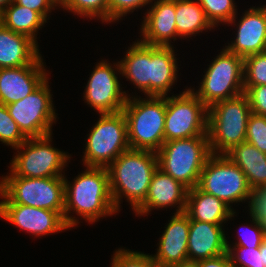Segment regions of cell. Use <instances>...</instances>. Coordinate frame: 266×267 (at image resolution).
I'll use <instances>...</instances> for the list:
<instances>
[{"label": "cell", "mask_w": 266, "mask_h": 267, "mask_svg": "<svg viewBox=\"0 0 266 267\" xmlns=\"http://www.w3.org/2000/svg\"><path fill=\"white\" fill-rule=\"evenodd\" d=\"M87 169L70 183L66 176L64 221L71 229L78 219L70 216L71 211L89 224L117 213L110 190L109 174L106 167L87 166Z\"/></svg>", "instance_id": "1"}, {"label": "cell", "mask_w": 266, "mask_h": 267, "mask_svg": "<svg viewBox=\"0 0 266 267\" xmlns=\"http://www.w3.org/2000/svg\"><path fill=\"white\" fill-rule=\"evenodd\" d=\"M158 168L156 152L129 148L108 167L114 206L120 211L122 197L135 211L147 196L152 176Z\"/></svg>", "instance_id": "2"}, {"label": "cell", "mask_w": 266, "mask_h": 267, "mask_svg": "<svg viewBox=\"0 0 266 267\" xmlns=\"http://www.w3.org/2000/svg\"><path fill=\"white\" fill-rule=\"evenodd\" d=\"M122 111L130 148L157 152L164 144L166 96L128 97Z\"/></svg>", "instance_id": "3"}, {"label": "cell", "mask_w": 266, "mask_h": 267, "mask_svg": "<svg viewBox=\"0 0 266 267\" xmlns=\"http://www.w3.org/2000/svg\"><path fill=\"white\" fill-rule=\"evenodd\" d=\"M156 153L158 168L191 189L198 185L211 150L208 136H196L164 142Z\"/></svg>", "instance_id": "4"}, {"label": "cell", "mask_w": 266, "mask_h": 267, "mask_svg": "<svg viewBox=\"0 0 266 267\" xmlns=\"http://www.w3.org/2000/svg\"><path fill=\"white\" fill-rule=\"evenodd\" d=\"M252 111L247 96L219 101L208 108V139L211 154H225L246 140Z\"/></svg>", "instance_id": "5"}, {"label": "cell", "mask_w": 266, "mask_h": 267, "mask_svg": "<svg viewBox=\"0 0 266 267\" xmlns=\"http://www.w3.org/2000/svg\"><path fill=\"white\" fill-rule=\"evenodd\" d=\"M0 204H21L53 211H64V177L28 178L2 176Z\"/></svg>", "instance_id": "6"}, {"label": "cell", "mask_w": 266, "mask_h": 267, "mask_svg": "<svg viewBox=\"0 0 266 267\" xmlns=\"http://www.w3.org/2000/svg\"><path fill=\"white\" fill-rule=\"evenodd\" d=\"M197 187L222 200L230 208L231 203L249 200V209L254 192L242 170L225 154H211L207 159Z\"/></svg>", "instance_id": "7"}, {"label": "cell", "mask_w": 266, "mask_h": 267, "mask_svg": "<svg viewBox=\"0 0 266 267\" xmlns=\"http://www.w3.org/2000/svg\"><path fill=\"white\" fill-rule=\"evenodd\" d=\"M212 61L199 89L189 88L207 108L244 93V59L224 47Z\"/></svg>", "instance_id": "8"}, {"label": "cell", "mask_w": 266, "mask_h": 267, "mask_svg": "<svg viewBox=\"0 0 266 267\" xmlns=\"http://www.w3.org/2000/svg\"><path fill=\"white\" fill-rule=\"evenodd\" d=\"M52 134L28 138L19 147L6 176L28 178L64 177L63 169L70 155L52 146ZM22 150V151H21Z\"/></svg>", "instance_id": "9"}, {"label": "cell", "mask_w": 266, "mask_h": 267, "mask_svg": "<svg viewBox=\"0 0 266 267\" xmlns=\"http://www.w3.org/2000/svg\"><path fill=\"white\" fill-rule=\"evenodd\" d=\"M87 136L84 158H82L85 167L107 168L130 148L123 111L100 114L99 120Z\"/></svg>", "instance_id": "10"}, {"label": "cell", "mask_w": 266, "mask_h": 267, "mask_svg": "<svg viewBox=\"0 0 266 267\" xmlns=\"http://www.w3.org/2000/svg\"><path fill=\"white\" fill-rule=\"evenodd\" d=\"M208 136V108L188 88L166 97L164 142Z\"/></svg>", "instance_id": "11"}, {"label": "cell", "mask_w": 266, "mask_h": 267, "mask_svg": "<svg viewBox=\"0 0 266 267\" xmlns=\"http://www.w3.org/2000/svg\"><path fill=\"white\" fill-rule=\"evenodd\" d=\"M48 79L23 99L6 105L9 115L27 138L52 134L57 115Z\"/></svg>", "instance_id": "12"}, {"label": "cell", "mask_w": 266, "mask_h": 267, "mask_svg": "<svg viewBox=\"0 0 266 267\" xmlns=\"http://www.w3.org/2000/svg\"><path fill=\"white\" fill-rule=\"evenodd\" d=\"M117 73H121L119 62L112 65L102 59L89 77L83 94L84 101L99 114L122 111L130 97V94L122 91Z\"/></svg>", "instance_id": "13"}, {"label": "cell", "mask_w": 266, "mask_h": 267, "mask_svg": "<svg viewBox=\"0 0 266 267\" xmlns=\"http://www.w3.org/2000/svg\"><path fill=\"white\" fill-rule=\"evenodd\" d=\"M0 218L37 237L70 229L64 221V211L21 204H0Z\"/></svg>", "instance_id": "14"}, {"label": "cell", "mask_w": 266, "mask_h": 267, "mask_svg": "<svg viewBox=\"0 0 266 267\" xmlns=\"http://www.w3.org/2000/svg\"><path fill=\"white\" fill-rule=\"evenodd\" d=\"M242 16L234 24L237 26L235 40L225 48L244 59L266 51V5L250 7Z\"/></svg>", "instance_id": "15"}, {"label": "cell", "mask_w": 266, "mask_h": 267, "mask_svg": "<svg viewBox=\"0 0 266 267\" xmlns=\"http://www.w3.org/2000/svg\"><path fill=\"white\" fill-rule=\"evenodd\" d=\"M152 0L141 25V42L153 46H172L178 37L175 23V0ZM153 4V5H152Z\"/></svg>", "instance_id": "16"}, {"label": "cell", "mask_w": 266, "mask_h": 267, "mask_svg": "<svg viewBox=\"0 0 266 267\" xmlns=\"http://www.w3.org/2000/svg\"><path fill=\"white\" fill-rule=\"evenodd\" d=\"M188 188L157 168L154 172L145 201L134 211L143 216L153 209L177 206L176 213L185 211Z\"/></svg>", "instance_id": "17"}, {"label": "cell", "mask_w": 266, "mask_h": 267, "mask_svg": "<svg viewBox=\"0 0 266 267\" xmlns=\"http://www.w3.org/2000/svg\"><path fill=\"white\" fill-rule=\"evenodd\" d=\"M45 65L0 68V104L8 105L36 90L47 78Z\"/></svg>", "instance_id": "18"}, {"label": "cell", "mask_w": 266, "mask_h": 267, "mask_svg": "<svg viewBox=\"0 0 266 267\" xmlns=\"http://www.w3.org/2000/svg\"><path fill=\"white\" fill-rule=\"evenodd\" d=\"M159 239L157 253L152 255L160 267L188 260L190 219L185 212L174 213Z\"/></svg>", "instance_id": "19"}, {"label": "cell", "mask_w": 266, "mask_h": 267, "mask_svg": "<svg viewBox=\"0 0 266 267\" xmlns=\"http://www.w3.org/2000/svg\"><path fill=\"white\" fill-rule=\"evenodd\" d=\"M223 224L190 220L188 234V260L200 261L227 252L226 234Z\"/></svg>", "instance_id": "20"}, {"label": "cell", "mask_w": 266, "mask_h": 267, "mask_svg": "<svg viewBox=\"0 0 266 267\" xmlns=\"http://www.w3.org/2000/svg\"><path fill=\"white\" fill-rule=\"evenodd\" d=\"M38 47L28 36L0 26V68L44 65Z\"/></svg>", "instance_id": "21"}, {"label": "cell", "mask_w": 266, "mask_h": 267, "mask_svg": "<svg viewBox=\"0 0 266 267\" xmlns=\"http://www.w3.org/2000/svg\"><path fill=\"white\" fill-rule=\"evenodd\" d=\"M222 200L201 191L197 186L188 189L185 213L190 220L225 224L236 216V211Z\"/></svg>", "instance_id": "22"}, {"label": "cell", "mask_w": 266, "mask_h": 267, "mask_svg": "<svg viewBox=\"0 0 266 267\" xmlns=\"http://www.w3.org/2000/svg\"><path fill=\"white\" fill-rule=\"evenodd\" d=\"M172 46L151 45L150 96H167L177 82L178 64Z\"/></svg>", "instance_id": "23"}, {"label": "cell", "mask_w": 266, "mask_h": 267, "mask_svg": "<svg viewBox=\"0 0 266 267\" xmlns=\"http://www.w3.org/2000/svg\"><path fill=\"white\" fill-rule=\"evenodd\" d=\"M119 62L121 75L131 81L139 91L150 96L151 45L140 40L133 42Z\"/></svg>", "instance_id": "24"}, {"label": "cell", "mask_w": 266, "mask_h": 267, "mask_svg": "<svg viewBox=\"0 0 266 267\" xmlns=\"http://www.w3.org/2000/svg\"><path fill=\"white\" fill-rule=\"evenodd\" d=\"M225 155L247 178L253 192L266 187V154L247 141L233 146Z\"/></svg>", "instance_id": "25"}, {"label": "cell", "mask_w": 266, "mask_h": 267, "mask_svg": "<svg viewBox=\"0 0 266 267\" xmlns=\"http://www.w3.org/2000/svg\"><path fill=\"white\" fill-rule=\"evenodd\" d=\"M175 23L178 38H190L214 28L197 0H175Z\"/></svg>", "instance_id": "26"}, {"label": "cell", "mask_w": 266, "mask_h": 267, "mask_svg": "<svg viewBox=\"0 0 266 267\" xmlns=\"http://www.w3.org/2000/svg\"><path fill=\"white\" fill-rule=\"evenodd\" d=\"M45 23L47 21L38 12L16 4L14 1L3 10L2 25L16 33L28 36L36 44L38 30Z\"/></svg>", "instance_id": "27"}, {"label": "cell", "mask_w": 266, "mask_h": 267, "mask_svg": "<svg viewBox=\"0 0 266 267\" xmlns=\"http://www.w3.org/2000/svg\"><path fill=\"white\" fill-rule=\"evenodd\" d=\"M197 2L214 27L222 22L228 25L236 23L238 9L235 8L237 7L235 0H197Z\"/></svg>", "instance_id": "28"}, {"label": "cell", "mask_w": 266, "mask_h": 267, "mask_svg": "<svg viewBox=\"0 0 266 267\" xmlns=\"http://www.w3.org/2000/svg\"><path fill=\"white\" fill-rule=\"evenodd\" d=\"M61 8L86 18H99L108 24V0H65Z\"/></svg>", "instance_id": "29"}, {"label": "cell", "mask_w": 266, "mask_h": 267, "mask_svg": "<svg viewBox=\"0 0 266 267\" xmlns=\"http://www.w3.org/2000/svg\"><path fill=\"white\" fill-rule=\"evenodd\" d=\"M266 85V51L244 58V86Z\"/></svg>", "instance_id": "30"}, {"label": "cell", "mask_w": 266, "mask_h": 267, "mask_svg": "<svg viewBox=\"0 0 266 267\" xmlns=\"http://www.w3.org/2000/svg\"><path fill=\"white\" fill-rule=\"evenodd\" d=\"M27 139L9 115L6 105L0 104V142L15 149Z\"/></svg>", "instance_id": "31"}, {"label": "cell", "mask_w": 266, "mask_h": 267, "mask_svg": "<svg viewBox=\"0 0 266 267\" xmlns=\"http://www.w3.org/2000/svg\"><path fill=\"white\" fill-rule=\"evenodd\" d=\"M110 267H160L152 255L119 248L111 258Z\"/></svg>", "instance_id": "32"}, {"label": "cell", "mask_w": 266, "mask_h": 267, "mask_svg": "<svg viewBox=\"0 0 266 267\" xmlns=\"http://www.w3.org/2000/svg\"><path fill=\"white\" fill-rule=\"evenodd\" d=\"M227 243V253L234 267H265L262 265L260 248L231 246Z\"/></svg>", "instance_id": "33"}, {"label": "cell", "mask_w": 266, "mask_h": 267, "mask_svg": "<svg viewBox=\"0 0 266 267\" xmlns=\"http://www.w3.org/2000/svg\"><path fill=\"white\" fill-rule=\"evenodd\" d=\"M245 141L266 154V116L251 113L248 119Z\"/></svg>", "instance_id": "34"}, {"label": "cell", "mask_w": 266, "mask_h": 267, "mask_svg": "<svg viewBox=\"0 0 266 267\" xmlns=\"http://www.w3.org/2000/svg\"><path fill=\"white\" fill-rule=\"evenodd\" d=\"M249 213L252 224L254 225H248L250 230L247 231L246 228V230L244 229L245 231H243L246 233L241 232L242 237L239 235L240 238L235 242L234 246L260 248L262 242L266 239V227L251 211H249Z\"/></svg>", "instance_id": "35"}, {"label": "cell", "mask_w": 266, "mask_h": 267, "mask_svg": "<svg viewBox=\"0 0 266 267\" xmlns=\"http://www.w3.org/2000/svg\"><path fill=\"white\" fill-rule=\"evenodd\" d=\"M152 0H108V23L149 5Z\"/></svg>", "instance_id": "36"}, {"label": "cell", "mask_w": 266, "mask_h": 267, "mask_svg": "<svg viewBox=\"0 0 266 267\" xmlns=\"http://www.w3.org/2000/svg\"><path fill=\"white\" fill-rule=\"evenodd\" d=\"M251 111L266 116V85L244 86Z\"/></svg>", "instance_id": "37"}, {"label": "cell", "mask_w": 266, "mask_h": 267, "mask_svg": "<svg viewBox=\"0 0 266 267\" xmlns=\"http://www.w3.org/2000/svg\"><path fill=\"white\" fill-rule=\"evenodd\" d=\"M16 4L38 12L46 21L49 13L58 5L54 0H13ZM48 17V18H47Z\"/></svg>", "instance_id": "38"}, {"label": "cell", "mask_w": 266, "mask_h": 267, "mask_svg": "<svg viewBox=\"0 0 266 267\" xmlns=\"http://www.w3.org/2000/svg\"><path fill=\"white\" fill-rule=\"evenodd\" d=\"M250 210L266 227V187L254 192Z\"/></svg>", "instance_id": "39"}, {"label": "cell", "mask_w": 266, "mask_h": 267, "mask_svg": "<svg viewBox=\"0 0 266 267\" xmlns=\"http://www.w3.org/2000/svg\"><path fill=\"white\" fill-rule=\"evenodd\" d=\"M198 267H234L228 253L219 256L197 261Z\"/></svg>", "instance_id": "40"}, {"label": "cell", "mask_w": 266, "mask_h": 267, "mask_svg": "<svg viewBox=\"0 0 266 267\" xmlns=\"http://www.w3.org/2000/svg\"><path fill=\"white\" fill-rule=\"evenodd\" d=\"M168 267H198V262L193 260H186L178 264H173Z\"/></svg>", "instance_id": "41"}, {"label": "cell", "mask_w": 266, "mask_h": 267, "mask_svg": "<svg viewBox=\"0 0 266 267\" xmlns=\"http://www.w3.org/2000/svg\"><path fill=\"white\" fill-rule=\"evenodd\" d=\"M260 253L262 255V265L266 267V239L262 242L260 246Z\"/></svg>", "instance_id": "42"}, {"label": "cell", "mask_w": 266, "mask_h": 267, "mask_svg": "<svg viewBox=\"0 0 266 267\" xmlns=\"http://www.w3.org/2000/svg\"><path fill=\"white\" fill-rule=\"evenodd\" d=\"M13 0H0V8L4 10Z\"/></svg>", "instance_id": "43"}, {"label": "cell", "mask_w": 266, "mask_h": 267, "mask_svg": "<svg viewBox=\"0 0 266 267\" xmlns=\"http://www.w3.org/2000/svg\"><path fill=\"white\" fill-rule=\"evenodd\" d=\"M3 10L0 8V26H2Z\"/></svg>", "instance_id": "44"}, {"label": "cell", "mask_w": 266, "mask_h": 267, "mask_svg": "<svg viewBox=\"0 0 266 267\" xmlns=\"http://www.w3.org/2000/svg\"><path fill=\"white\" fill-rule=\"evenodd\" d=\"M58 7L65 1V0H54Z\"/></svg>", "instance_id": "45"}]
</instances>
